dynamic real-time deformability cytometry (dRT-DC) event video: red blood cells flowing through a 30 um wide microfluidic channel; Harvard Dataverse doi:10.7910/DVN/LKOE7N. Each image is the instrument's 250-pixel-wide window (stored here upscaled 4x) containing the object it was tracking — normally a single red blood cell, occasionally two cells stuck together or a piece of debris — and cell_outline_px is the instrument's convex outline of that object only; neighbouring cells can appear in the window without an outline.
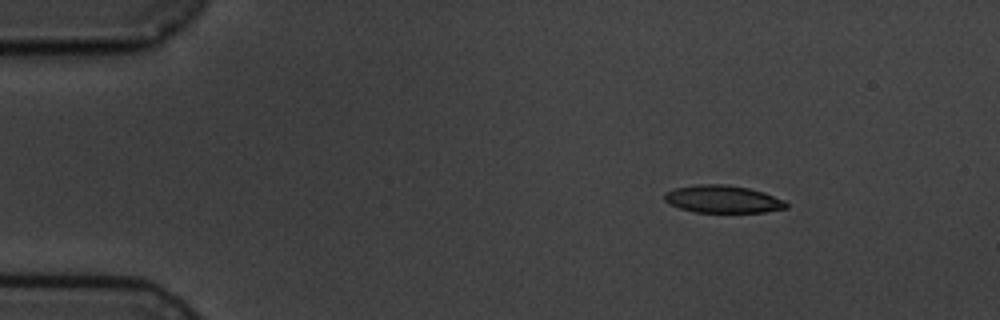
{"species": "common noctule bat (a hibernating species)", "species_latin": "Nyctalus noctula", "temperature_condition": "cold", "stored_images_in_passage": 11, "camera_frame_rate_fps": 3000, "um_per_image_px": 0.085, "animal": {"sex": "male", "body_mass_g": 19.5, "forearm_length_mm": 54.6}, "frame": {"image": 1, "passage_image": 2, "time_ms": 2.0, "image_size_px": [1000, 320], "cell_outline_px": [[788, 208], [764, 212], [696, 212], [680, 208], [668, 204], [664, 200], [664, 192], [676, 188], [696, 184], [728, 184], [748, 188], [764, 192], [784, 200], [788, 204]], "centroid_in_image_um": [61.43, 16.92], "position_along_channel_um": 23.6, "area_um2": 19.65}}
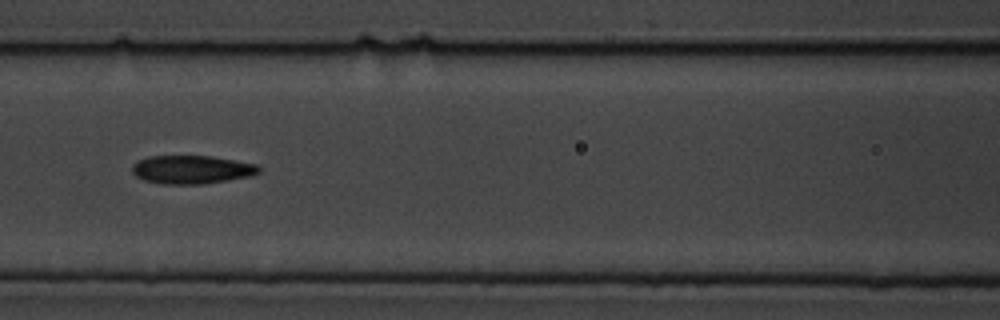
{"frame": {"image": 2, "passage_image": 7, "time_ms": 7.667, "image_size_px": [1000, 320], "cell_outline_px": [[260, 172], [252, 176], [204, 184], [164, 184], [144, 180], [136, 176], [132, 172], [132, 164], [148, 156], [212, 156], [256, 164], [260, 168]], "centroid_in_image_um": [16.3, 14.41], "position_along_channel_um": 150.3, "area_um2": 20.98}}
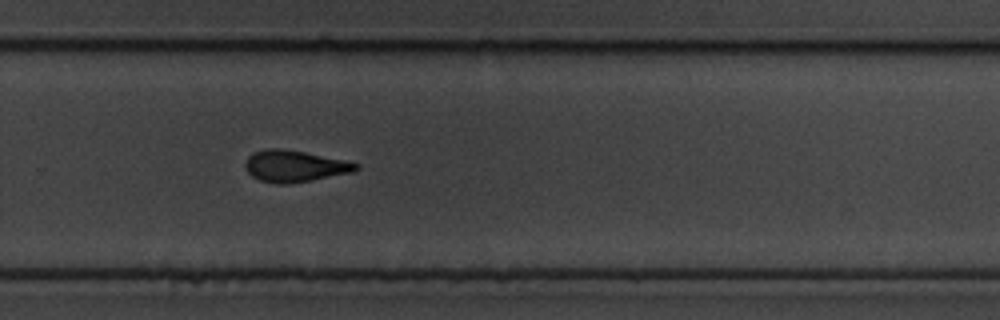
{"frame": {"image": 3, "passage_image": 11, "time_ms": 12.0, "image_size_px": [1000, 320], "cell_outline_px": [[360, 168], [352, 172], [288, 184], [276, 184], [260, 180], [252, 176], [248, 172], [244, 164], [248, 156], [252, 152], [264, 148], [280, 148], [304, 152], [344, 160], [360, 164]], "centroid_in_image_um": [25.0, 14.11], "position_along_channel_um": 304.8, "area_um2": 20.29}}